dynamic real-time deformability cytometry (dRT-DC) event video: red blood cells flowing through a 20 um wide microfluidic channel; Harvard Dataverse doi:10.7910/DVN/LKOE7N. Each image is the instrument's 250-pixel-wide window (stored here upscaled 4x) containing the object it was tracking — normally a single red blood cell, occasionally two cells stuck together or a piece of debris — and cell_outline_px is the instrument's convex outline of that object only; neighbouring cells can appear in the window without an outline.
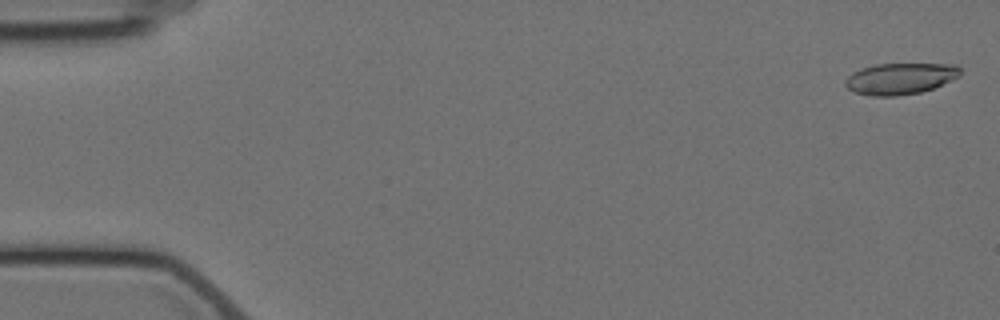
{"species": "Egyptian fruit bat (a non-hibernating species)", "species_latin": "Rousettus aegyptiacus", "temperature_condition": "cold", "stored_images_in_passage": 5, "camera_frame_rate_fps": 3000, "um_per_image_px": 0.085, "animal": {"sex": "female"}, "frame": {"image": 1, "passage_image": 1, "time_ms": 0.0, "image_size_px": [1000, 320], "cell_outline_px": [[960, 76], [952, 80], [932, 88], [920, 92], [896, 96], [872, 96], [856, 92], [848, 88], [844, 84], [844, 80], [852, 72], [876, 64], [956, 64], [960, 68]], "centroid_in_image_um": [76.52, 6.68], "position_along_channel_um": 8.5, "area_um2": 20.87}}